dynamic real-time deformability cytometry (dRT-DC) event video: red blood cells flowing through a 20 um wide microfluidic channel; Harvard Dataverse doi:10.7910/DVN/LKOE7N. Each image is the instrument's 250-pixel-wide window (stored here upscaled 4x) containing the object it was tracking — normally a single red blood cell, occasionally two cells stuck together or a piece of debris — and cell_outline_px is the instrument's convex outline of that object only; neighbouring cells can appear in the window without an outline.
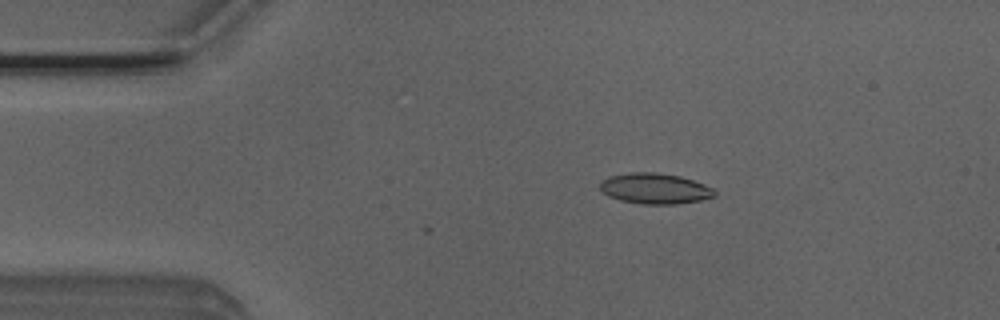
{"species": "Egyptian fruit bat (a non-hibernating species)", "species_latin": "Rousettus aegyptiacus", "temperature_condition": "room temperature", "stored_images_in_passage": 3, "camera_frame_rate_fps": 3000, "um_per_image_px": 0.085, "animal": {"sex": "male"}, "frame": {"image": 1, "passage_image": 3, "time_ms": 0.667, "image_size_px": [1000, 320], "cell_outline_px": [[716, 196], [700, 200], [676, 204], [640, 204], [620, 200], [608, 196], [600, 192], [600, 180], [608, 176], [632, 172], [656, 172], [680, 176], [704, 184], [712, 188], [716, 192]], "centroid_in_image_um": [55.62, 16.02], "position_along_channel_um": 29.4, "area_um2": 20.63}}